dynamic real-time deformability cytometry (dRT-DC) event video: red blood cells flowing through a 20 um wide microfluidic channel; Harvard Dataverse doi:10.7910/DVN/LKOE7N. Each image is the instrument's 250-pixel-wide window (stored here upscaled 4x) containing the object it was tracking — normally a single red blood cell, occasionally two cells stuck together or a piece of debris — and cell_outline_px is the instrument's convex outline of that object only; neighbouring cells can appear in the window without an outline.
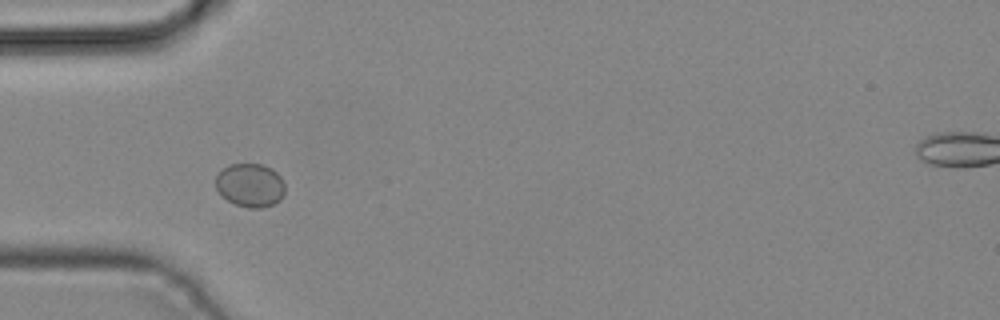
{"species": "common noctule bat (a hibernating species)", "species_latin": "Nyctalus noctula", "temperature_condition": "cold", "stored_images_in_passage": 4, "camera_frame_rate_fps": 3000, "um_per_image_px": 0.085, "animal": {"sex": "male", "body_mass_g": 19.2, "forearm_length_mm": 51.8}, "frame": {"image": 1, "passage_image": 4, "time_ms": 1.0, "image_size_px": [1000, 320], "cell_outline_px": [[284, 192], [280, 200], [272, 204], [260, 208], [248, 208], [236, 204], [228, 200], [216, 188], [216, 176], [228, 164], [264, 164], [272, 168], [280, 176], [284, 184]], "centroid_in_image_um": [21.28, 15.73], "position_along_channel_um": 63.7, "area_um2": 17.46}}